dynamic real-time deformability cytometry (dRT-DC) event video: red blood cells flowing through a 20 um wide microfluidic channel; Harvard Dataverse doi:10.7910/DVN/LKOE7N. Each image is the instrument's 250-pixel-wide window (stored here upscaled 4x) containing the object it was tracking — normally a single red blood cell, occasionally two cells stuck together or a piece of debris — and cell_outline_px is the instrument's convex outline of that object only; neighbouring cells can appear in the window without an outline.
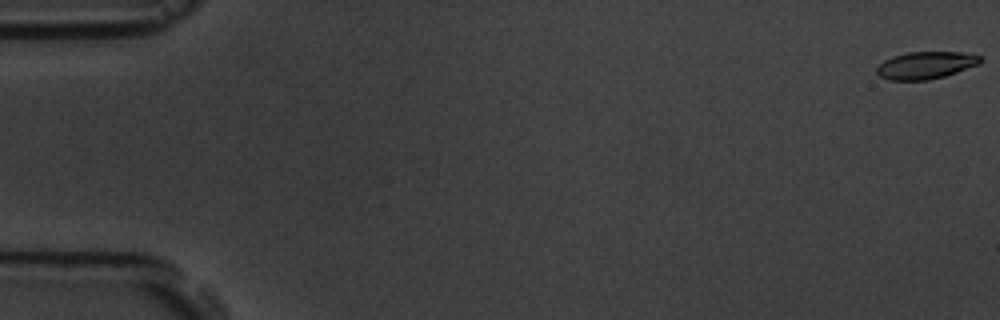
{"species": "common noctule bat (a hibernating species)", "species_latin": "Nyctalus noctula", "temperature_condition": "room temperature", "stored_images_in_passage": 6, "camera_frame_rate_fps": 3000, "um_per_image_px": 0.085, "animal": {"sex": "male", "body_mass_g": 19.5, "forearm_length_mm": 54.6}, "frame": {"image": 1, "passage_image": 1, "time_ms": 0.0, "image_size_px": [1000, 320], "cell_outline_px": [[980, 64], [944, 76], [928, 80], [888, 80], [880, 76], [876, 72], [876, 68], [884, 60], [892, 56], [908, 52], [960, 52], [980, 56]], "centroid_in_image_um": [78.65, 5.55], "position_along_channel_um": 6.4, "area_um2": 16.36}}
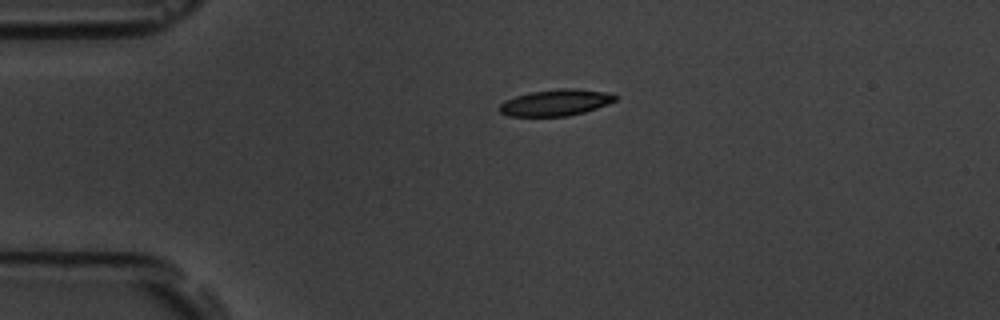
{"frame": {"image": 2, "passage_image": 5, "time_ms": 4.333, "image_size_px": [1000, 320], "cell_outline_px": [[616, 100], [608, 104], [584, 112], [568, 116], [508, 116], [500, 112], [500, 104], [516, 96], [528, 92], [560, 88], [572, 88], [612, 92], [616, 96]], "centroid_in_image_um": [47.28, 8.71], "position_along_channel_um": 37.7, "area_um2": 17.8}}
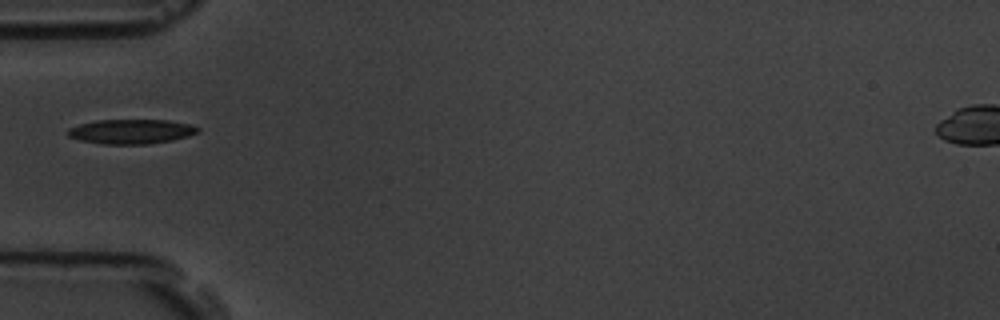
{"frame": {"image": 3, "passage_image": 6, "time_ms": 6.333, "image_size_px": [1000, 320], "cell_outline_px": [[200, 128], [196, 132], [188, 136], [172, 140], [148, 144], [104, 144], [80, 140], [68, 136], [68, 128], [80, 124], [96, 120], [168, 120], [192, 124]], "centroid_in_image_um": [11.16, 11.17], "position_along_channel_um": 73.8, "area_um2": 18.55}}